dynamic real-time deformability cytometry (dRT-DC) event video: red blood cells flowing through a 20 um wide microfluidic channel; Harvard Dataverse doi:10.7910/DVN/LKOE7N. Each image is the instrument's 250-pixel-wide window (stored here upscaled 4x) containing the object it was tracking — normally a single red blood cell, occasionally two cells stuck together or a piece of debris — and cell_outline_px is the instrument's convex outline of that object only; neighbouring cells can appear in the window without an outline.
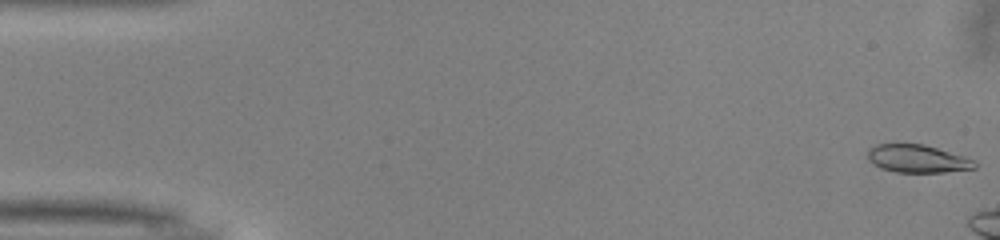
{"species": "common noctule bat (a hibernating species)", "species_latin": "Nyctalus noctula", "temperature_condition": "warm", "stored_images_in_passage": 10, "camera_frame_rate_fps": 3000, "um_per_image_px": 0.085, "animal": {"sex": "male", "body_mass_g": 13.0, "forearm_length_mm": 53.1}, "frame": {"image": 1, "passage_image": 1, "time_ms": 0.0, "image_size_px": [1000, 240], "cell_outline_px": [[976, 168], [944, 172], [896, 172], [880, 168], [868, 160], [868, 148], [876, 144], [924, 144], [964, 156], [976, 160]], "centroid_in_image_um": [77.98, 13.49], "position_along_channel_um": 7.0, "area_um2": 17.4}}